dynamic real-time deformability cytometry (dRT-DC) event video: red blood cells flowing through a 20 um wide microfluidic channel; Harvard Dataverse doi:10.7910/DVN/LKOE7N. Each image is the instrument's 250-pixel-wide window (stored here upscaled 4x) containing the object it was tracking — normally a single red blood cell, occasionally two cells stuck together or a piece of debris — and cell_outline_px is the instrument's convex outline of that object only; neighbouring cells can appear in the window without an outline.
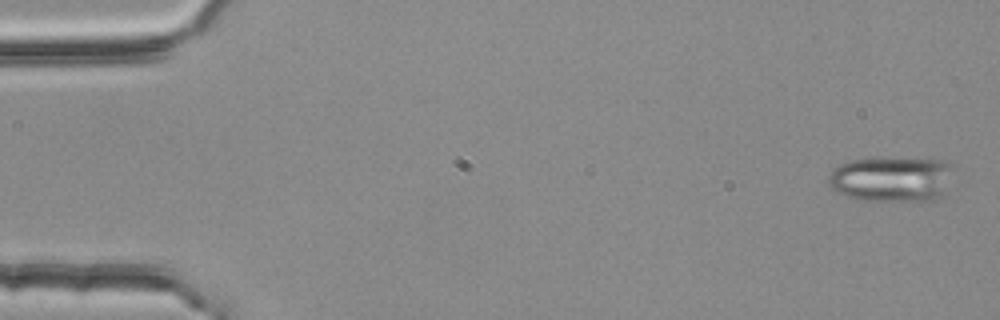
{"species": "common noctule bat (a hibernating species)", "species_latin": "Nyctalus noctula", "temperature_condition": "room temperature", "stored_images_in_passage": 16, "camera_frame_rate_fps": 3000, "um_per_image_px": 0.085, "animal": {"sex": "female", "body_mass_g": 25.1}, "frame": {"image": 1, "passage_image": 1, "time_ms": 0.0, "image_size_px": [1000, 320], "cell_outline_px": [[952, 164], [944, 196], [936, 200], [856, 200], [836, 192], [828, 184], [828, 176], [832, 168], [848, 160], [944, 160]], "centroid_in_image_um": [75.73, 15.26], "position_along_channel_um": 9.3, "area_um2": 32.37}}